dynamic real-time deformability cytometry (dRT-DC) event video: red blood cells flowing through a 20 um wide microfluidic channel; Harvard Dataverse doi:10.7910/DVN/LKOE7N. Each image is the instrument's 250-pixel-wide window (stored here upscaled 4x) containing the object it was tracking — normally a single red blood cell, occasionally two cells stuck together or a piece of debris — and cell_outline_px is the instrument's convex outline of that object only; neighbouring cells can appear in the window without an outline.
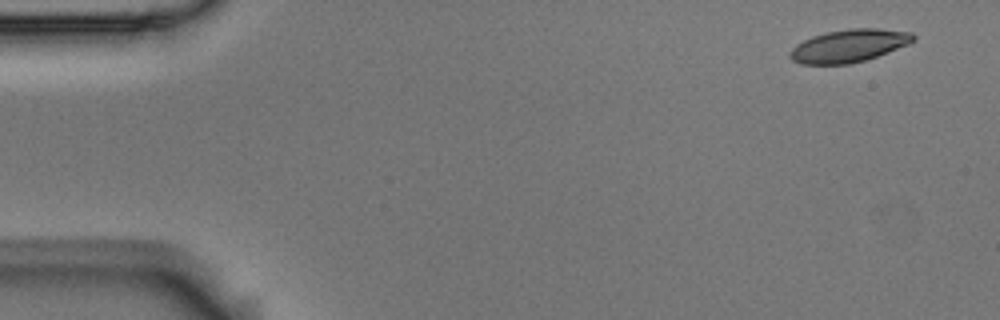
{"species": "Egyptian fruit bat (a non-hibernating species)", "species_latin": "Rousettus aegyptiacus", "temperature_condition": "room temperature", "stored_images_in_passage": 10, "camera_frame_rate_fps": 3000, "um_per_image_px": 0.085, "animal": {"sex": "male"}, "frame": {"image": 1, "passage_image": 1, "time_ms": 0.0, "image_size_px": [1000, 320], "cell_outline_px": [[916, 40], [908, 44], [888, 52], [864, 60], [848, 64], [800, 64], [792, 60], [788, 56], [788, 52], [796, 44], [812, 36], [828, 32], [852, 28], [880, 28], [912, 32], [916, 36]], "centroid_in_image_um": [72.16, 3.88], "position_along_channel_um": 12.8, "area_um2": 23.58}}
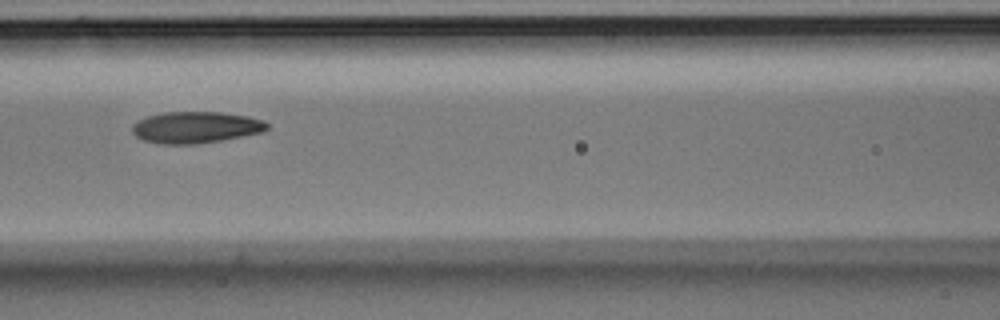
{"frame": {"image": 2, "passage_image": 6, "time_ms": 1.667, "image_size_px": [1000, 320], "cell_outline_px": [[268, 128], [264, 132], [220, 140], [196, 144], [160, 144], [144, 140], [136, 136], [132, 132], [132, 124], [148, 116], [164, 112], [220, 112], [248, 116], [264, 120], [268, 124]], "centroid_in_image_um": [16.65, 10.82], "position_along_channel_um": 150.0, "area_um2": 24.74}}
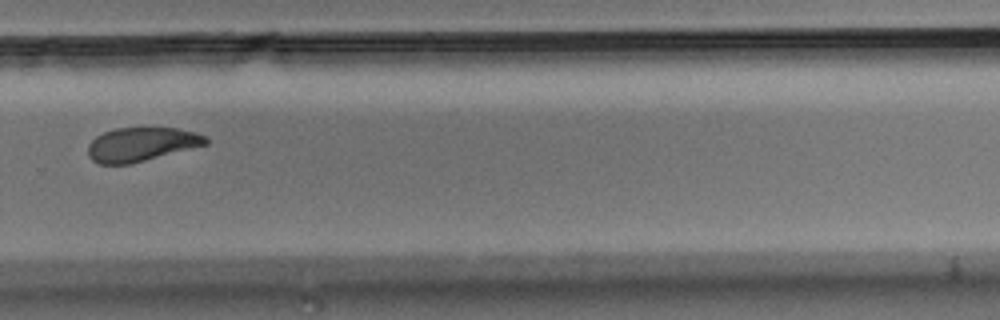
{"frame": {"image": 3, "passage_image": 10, "time_ms": 3.0, "image_size_px": [1000, 320], "cell_outline_px": [[208, 144], [128, 164], [100, 164], [92, 160], [88, 156], [88, 144], [96, 136], [104, 132], [116, 128], [176, 128], [196, 132], [208, 136]], "centroid_in_image_um": [12.01, 12.26], "position_along_channel_um": 317.8, "area_um2": 23.12}}